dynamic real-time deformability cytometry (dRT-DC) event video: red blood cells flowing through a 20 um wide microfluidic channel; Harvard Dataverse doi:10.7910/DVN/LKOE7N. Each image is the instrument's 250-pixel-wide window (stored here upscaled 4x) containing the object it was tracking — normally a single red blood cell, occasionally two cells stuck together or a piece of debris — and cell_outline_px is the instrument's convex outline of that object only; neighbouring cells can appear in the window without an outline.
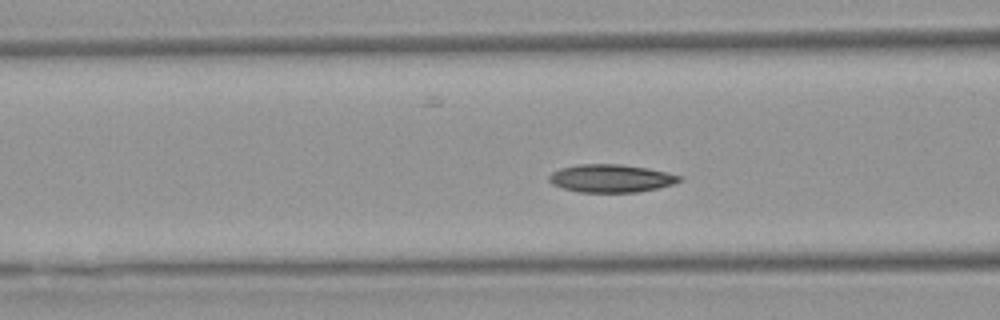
{"species": "Egyptian fruit bat (a non-hibernating species)", "species_latin": "Rousettus aegyptiacus", "temperature_condition": "warm", "stored_images_in_passage": 42, "camera_frame_rate_fps": 3000, "um_per_image_px": 0.085, "animal": {"sex": "female"}, "frame": {"image": 1, "passage_image": 8, "time_ms": 2.333, "image_size_px": [1000, 320], "cell_outline_px": [[684, 176], [680, 180], [672, 184], [656, 188], [636, 192], [580, 192], [564, 188], [552, 184], [548, 180], [548, 176], [552, 172], [560, 168], [580, 164], [620, 164], [648, 168]], "centroid_in_image_um": [51.92, 15.15], "position_along_channel_um": 114.7, "area_um2": 21.1}}
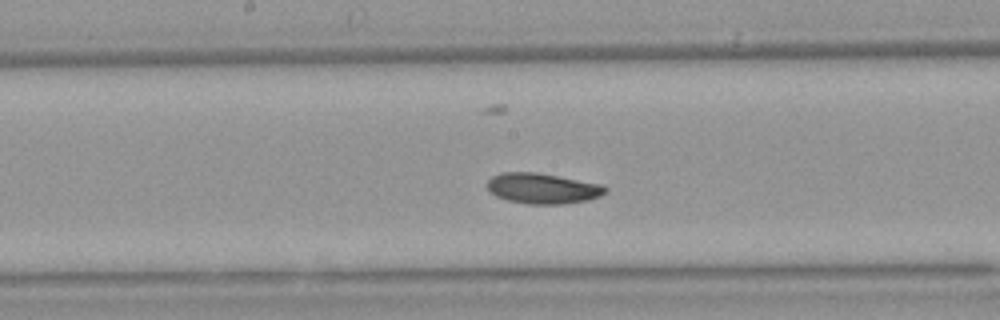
{"frame": {"image": 2, "passage_image": 15, "time_ms": 4.667, "image_size_px": [1000, 320], "cell_outline_px": [[608, 188], [600, 196], [588, 200], [564, 204], [528, 204], [508, 200], [496, 196], [488, 188], [488, 180], [492, 176], [500, 172], [536, 172], [604, 184]], "centroid_in_image_um": [46.15, 16.01], "position_along_channel_um": 202.1, "area_um2": 21.04}}
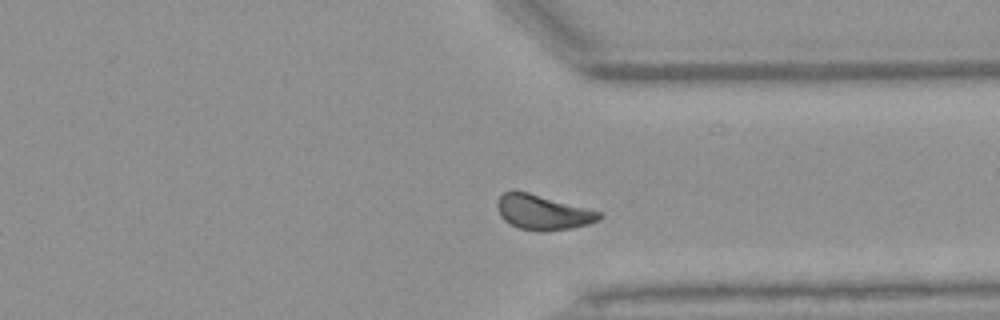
{"frame": {"image": 3, "passage_image": 28, "time_ms": 9.0, "image_size_px": [1000, 320], "cell_outline_px": [[604, 216], [600, 220], [588, 224], [572, 228], [544, 232], [540, 232], [520, 228], [508, 224], [500, 216], [496, 208], [496, 200], [504, 192], [512, 188], [528, 192], [604, 212]], "centroid_in_image_um": [46.13, 18.03], "position_along_channel_um": 365.3, "area_um2": 21.39}, "authors_computed_cell_mechanics": {"area_um2": 20.6057, "velocity_mm_per_s": 3.7698, "shape_relaxation_time_tau1_ms": 3.5631, "shape_relaxation_time_tau2_ms": null, "deformation_change_tau1": 0.0921, "deformation_change_tau2": null}}